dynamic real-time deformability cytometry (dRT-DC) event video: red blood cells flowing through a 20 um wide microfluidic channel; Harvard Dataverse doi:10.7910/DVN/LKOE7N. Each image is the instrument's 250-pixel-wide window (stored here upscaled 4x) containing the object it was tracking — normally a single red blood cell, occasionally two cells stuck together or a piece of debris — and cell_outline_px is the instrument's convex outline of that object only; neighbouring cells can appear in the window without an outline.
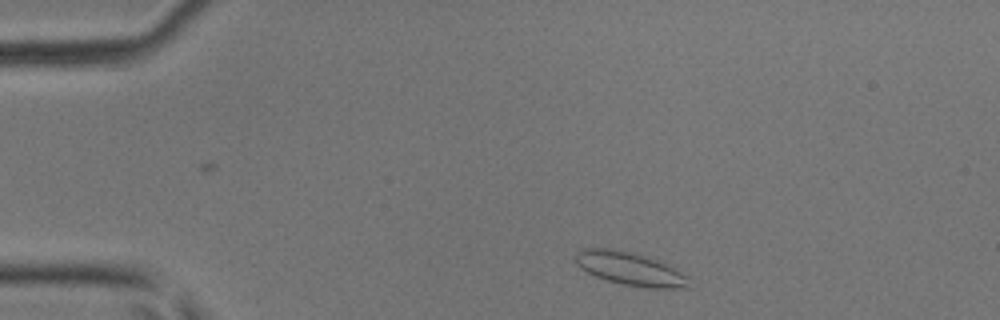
{"species": "common noctule bat (a hibernating species)", "species_latin": "Nyctalus noctula", "temperature_condition": "room temperature", "stored_images_in_passage": 41, "camera_frame_rate_fps": 3000, "um_per_image_px": 0.085, "animal": {"sex": "male", "body_mass_g": 17.9, "forearm_length_mm": 54.2}, "frame": {"image": 1, "passage_image": 3, "time_ms": 0.667, "image_size_px": [1000, 320], "cell_outline_px": [[692, 288], [648, 288], [620, 284], [596, 276], [580, 268], [576, 264], [576, 252], [580, 248], [620, 248], [636, 252], [656, 260], [688, 276]], "centroid_in_image_um": [53.55, 22.83], "position_along_channel_um": 31.5, "area_um2": 22.2}}
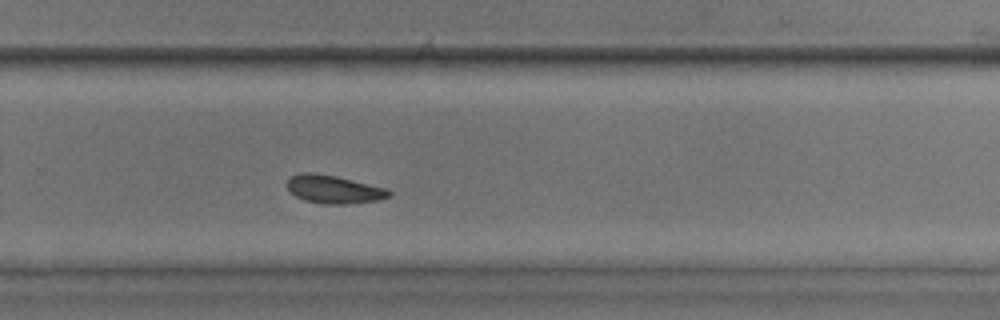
{"frame": {"image": 2, "passage_image": 26, "time_ms": 8.333, "image_size_px": [1000, 320], "cell_outline_px": [[392, 192], [388, 196], [380, 200], [348, 204], [324, 204], [304, 200], [296, 196], [284, 184], [288, 176], [304, 172], [312, 172], [336, 176], [388, 188]], "centroid_in_image_um": [28.35, 16.08], "position_along_channel_um": 301.5, "area_um2": 16.94}}
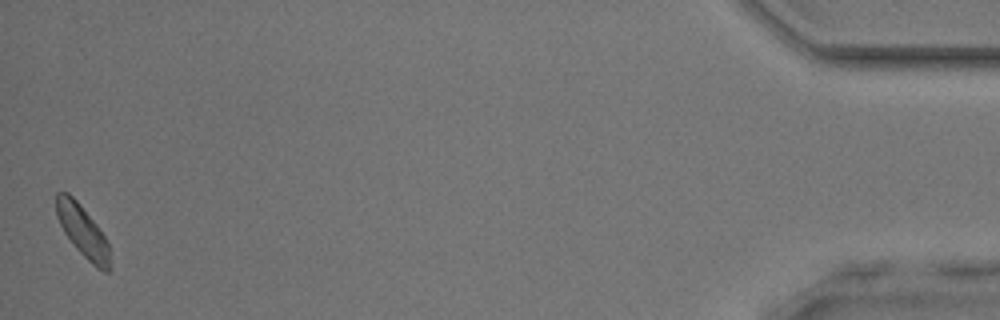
{"frame": {"image": 3, "passage_image": 41, "time_ms": 13.333, "image_size_px": [1000, 320], "cell_outline_px": [[112, 268], [108, 272], [104, 272], [96, 268], [72, 244], [64, 232], [56, 216], [56, 192], [68, 192], [80, 204], [96, 224], [104, 236], [108, 244]], "centroid_in_image_um": [7.04, 19.68], "position_along_channel_um": 428.2, "area_um2": 16.18}}